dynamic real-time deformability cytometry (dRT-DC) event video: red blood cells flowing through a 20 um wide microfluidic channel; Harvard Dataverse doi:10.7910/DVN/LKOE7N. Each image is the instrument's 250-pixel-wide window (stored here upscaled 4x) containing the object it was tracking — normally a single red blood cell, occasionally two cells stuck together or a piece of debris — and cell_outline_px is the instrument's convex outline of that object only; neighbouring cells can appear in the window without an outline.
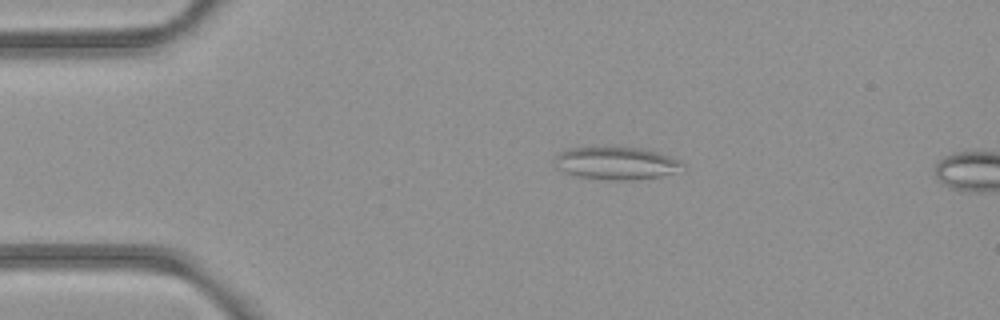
{"species": "common noctule bat (a hibernating species)", "species_latin": "Nyctalus noctula", "temperature_condition": "room temperature", "stored_images_in_passage": 14, "camera_frame_rate_fps": 3000, "um_per_image_px": 0.085, "animal": {"sex": "female", "body_mass_g": 21.9}, "frame": {"image": 1, "passage_image": 10, "time_ms": 3.0, "image_size_px": [1000, 320], "cell_outline_px": [[684, 164], [672, 172], [660, 176], [632, 180], [612, 180], [576, 176], [564, 172], [556, 168], [552, 164], [552, 160], [560, 152], [568, 148], [636, 148], [656, 152], [680, 160]], "centroid_in_image_um": [52.27, 13.88], "position_along_channel_um": 32.7, "area_um2": 23.87}}